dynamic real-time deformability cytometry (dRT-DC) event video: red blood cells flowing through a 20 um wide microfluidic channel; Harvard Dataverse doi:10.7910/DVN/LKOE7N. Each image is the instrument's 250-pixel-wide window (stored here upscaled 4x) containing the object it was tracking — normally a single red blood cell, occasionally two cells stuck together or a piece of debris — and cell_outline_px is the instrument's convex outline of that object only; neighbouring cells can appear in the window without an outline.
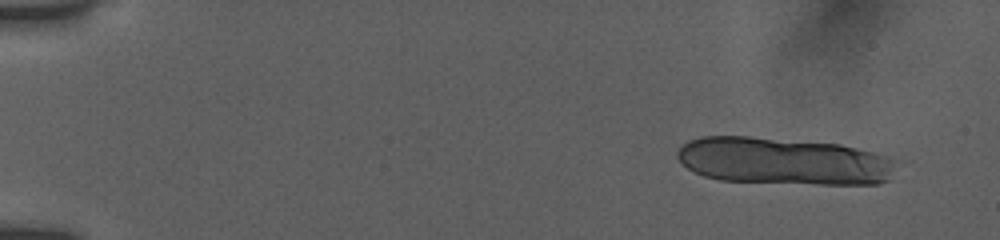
{"species": "human", "species_latin": "Homo sapiens", "temperature_condition": "room temperature", "stored_images_in_passage": 9, "segment_of_instrument_passage": [1, 2], "camera_frame_rate_fps": 3000, "um_per_image_px": 0.085, "donor": {"sex": "female"}, "frame": {"image": 1, "passage_image": 2, "time_ms": 1.0, "image_size_px": [1000, 240], "cell_outline_px": [[896, 160], [888, 180], [876, 184], [820, 184], [720, 180], [704, 176], [688, 168], [676, 156], [676, 152], [688, 140], [700, 136], [748, 136], [840, 144], [888, 156]], "centroid_in_image_um": [66.58, 13.69], "position_along_channel_um": 18.4, "area_um2": 60.05}}